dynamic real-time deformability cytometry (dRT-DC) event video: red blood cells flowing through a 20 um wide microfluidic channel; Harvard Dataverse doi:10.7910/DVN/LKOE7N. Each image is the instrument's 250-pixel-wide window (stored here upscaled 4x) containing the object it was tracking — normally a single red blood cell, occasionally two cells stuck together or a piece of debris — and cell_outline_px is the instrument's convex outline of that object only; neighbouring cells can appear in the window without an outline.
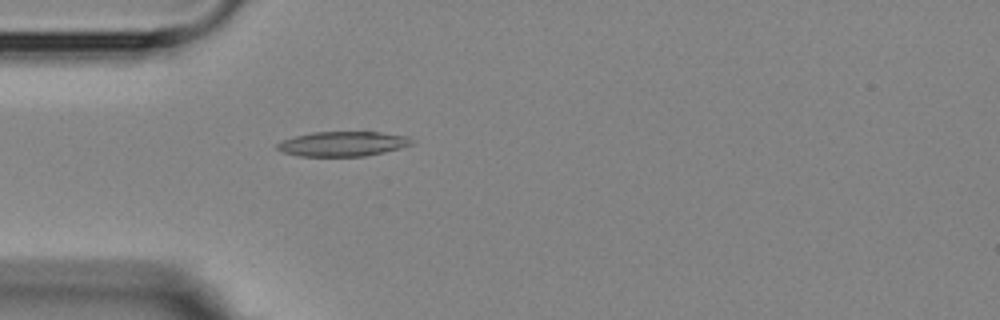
{"species": "Egyptian fruit bat (a non-hibernating species)", "species_latin": "Rousettus aegyptiacus", "temperature_condition": "room temperature", "stored_images_in_passage": 2, "camera_frame_rate_fps": 3000, "um_per_image_px": 0.085, "animal": {"sex": "female"}, "frame": {"image": 1, "passage_image": 2, "time_ms": 1.0, "image_size_px": [1000, 320], "cell_outline_px": [[416, 140], [412, 144], [400, 148], [384, 152], [364, 156], [300, 156], [284, 152], [276, 148], [276, 144], [280, 140], [312, 132], [380, 132], [404, 136]], "centroid_in_image_um": [29.12, 12.22], "position_along_channel_um": 55.9, "area_um2": 19.36}}